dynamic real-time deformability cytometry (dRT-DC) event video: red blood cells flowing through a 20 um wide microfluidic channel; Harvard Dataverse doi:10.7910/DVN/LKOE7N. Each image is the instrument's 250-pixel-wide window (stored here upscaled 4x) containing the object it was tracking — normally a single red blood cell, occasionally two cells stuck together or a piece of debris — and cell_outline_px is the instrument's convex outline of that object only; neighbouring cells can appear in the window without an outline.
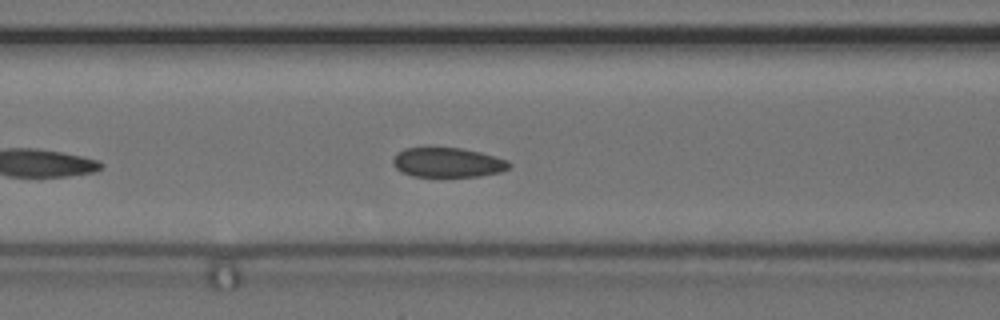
{"species": "common noctule bat (a hibernating species)", "species_latin": "Nyctalus noctula", "temperature_condition": "cold", "stored_images_in_passage": 19, "camera_frame_rate_fps": 3000, "um_per_image_px": 0.085, "animal": {"sex": "female", "body_mass_g": 24.6, "forearm_length_mm": 56.2}, "frame": {"image": 1, "passage_image": 11, "time_ms": 3.333, "image_size_px": [1000, 320], "cell_outline_px": [[512, 164], [508, 168], [500, 172], [480, 176], [412, 176], [400, 172], [392, 164], [392, 160], [396, 152], [404, 148], [460, 148], [480, 152], [508, 160]], "centroid_in_image_um": [38.02, 13.81], "position_along_channel_um": 128.6, "area_um2": 20.06}}